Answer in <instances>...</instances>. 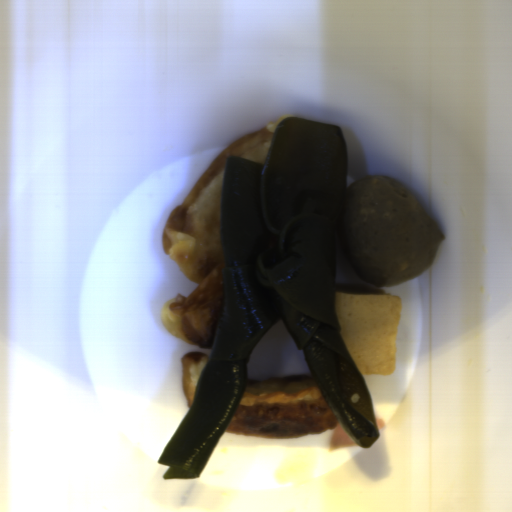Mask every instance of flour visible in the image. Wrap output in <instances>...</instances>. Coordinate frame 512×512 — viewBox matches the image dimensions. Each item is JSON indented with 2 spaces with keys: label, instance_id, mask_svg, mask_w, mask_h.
<instances>
[{
  "label": "flour",
  "instance_id": "a7fe0414",
  "mask_svg": "<svg viewBox=\"0 0 512 512\" xmlns=\"http://www.w3.org/2000/svg\"><path fill=\"white\" fill-rule=\"evenodd\" d=\"M340 421L311 371L287 377H246L239 405L224 432L252 438L328 432Z\"/></svg>",
  "mask_w": 512,
  "mask_h": 512
},
{
  "label": "flour",
  "instance_id": "c2a2500e",
  "mask_svg": "<svg viewBox=\"0 0 512 512\" xmlns=\"http://www.w3.org/2000/svg\"><path fill=\"white\" fill-rule=\"evenodd\" d=\"M291 114L269 121L226 146L169 213L161 242L166 256L198 286L164 303L161 320L174 336L203 349L214 348L224 306L226 267L220 236L222 192L228 156L265 162L277 126Z\"/></svg>",
  "mask_w": 512,
  "mask_h": 512
},
{
  "label": "flour",
  "instance_id": "66d56a37",
  "mask_svg": "<svg viewBox=\"0 0 512 512\" xmlns=\"http://www.w3.org/2000/svg\"><path fill=\"white\" fill-rule=\"evenodd\" d=\"M210 359L211 358L206 354L197 351L186 353L181 358L183 368V392L187 398L190 409L195 401L203 371Z\"/></svg>",
  "mask_w": 512,
  "mask_h": 512
}]
</instances>
